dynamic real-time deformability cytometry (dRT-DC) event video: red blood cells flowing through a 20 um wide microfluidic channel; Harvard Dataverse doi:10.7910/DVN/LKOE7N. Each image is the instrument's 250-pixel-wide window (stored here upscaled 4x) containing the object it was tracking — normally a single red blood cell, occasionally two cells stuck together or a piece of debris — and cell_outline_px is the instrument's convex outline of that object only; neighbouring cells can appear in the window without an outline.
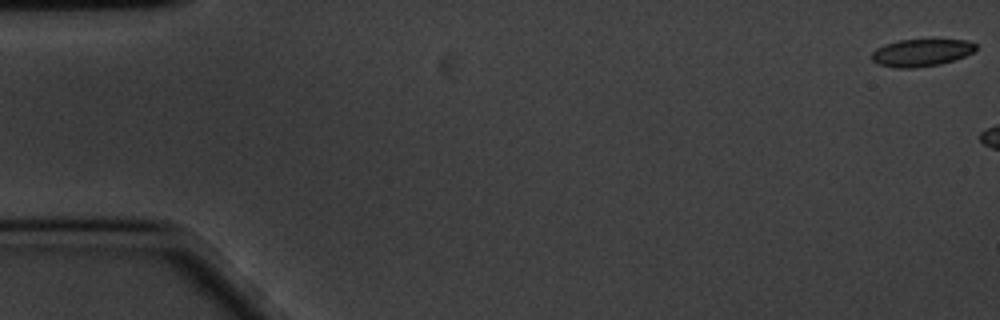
{"species": "common noctule bat (a hibernating species)", "species_latin": "Nyctalus noctula", "temperature_condition": "cold", "stored_images_in_passage": 8, "camera_frame_rate_fps": 3000, "um_per_image_px": 0.085, "animal": {"sex": "male", "body_mass_g": 20.1, "forearm_length_mm": 53.5}, "frame": {"image": 1, "passage_image": 1, "time_ms": 0.0, "image_size_px": [1000, 320], "cell_outline_px": [[976, 48], [972, 52], [964, 56], [940, 64], [912, 68], [896, 68], [876, 64], [872, 60], [872, 52], [876, 48], [884, 44], [900, 40], [968, 40], [976, 44]], "centroid_in_image_um": [78.27, 4.48], "position_along_channel_um": 6.7, "area_um2": 16.47}}